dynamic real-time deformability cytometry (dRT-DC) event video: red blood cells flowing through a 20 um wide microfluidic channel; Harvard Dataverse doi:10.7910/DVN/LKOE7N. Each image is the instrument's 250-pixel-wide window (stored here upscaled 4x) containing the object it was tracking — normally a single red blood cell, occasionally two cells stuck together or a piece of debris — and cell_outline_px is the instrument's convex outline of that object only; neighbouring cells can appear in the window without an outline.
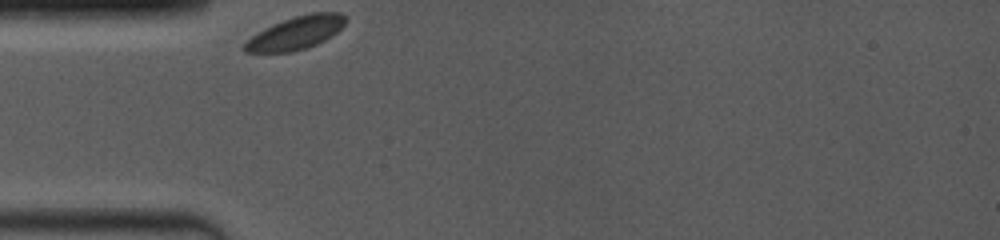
{"species": "common noctule bat (a hibernating species)", "species_latin": "Nyctalus noctula", "temperature_condition": "room temperature", "stored_images_in_passage": 32, "camera_frame_rate_fps": 4000, "um_per_image_px": 0.085, "animal": {"sex": "female", "body_mass_g": 19.0, "forearm_length_mm": 53.3}, "frame": {"image": 1, "passage_image": 1, "time_ms": 0.0, "image_size_px": [1000, 240], "cell_outline_px": [[348, 20], [332, 36], [316, 44], [292, 52], [244, 52], [240, 48], [252, 36], [264, 28], [272, 24], [296, 16], [312, 12], [340, 12]], "centroid_in_image_um": [25.14, 2.79], "position_along_channel_um": 59.9, "area_um2": 19.31}}
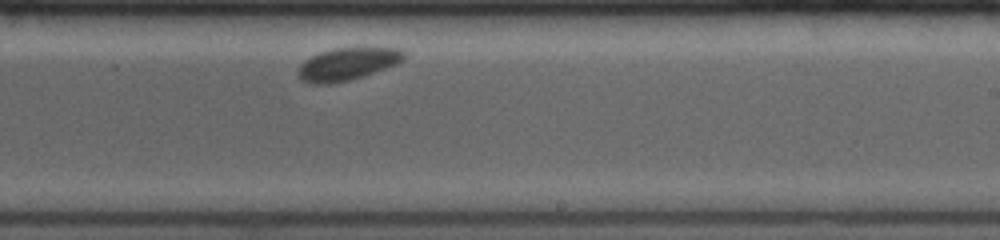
{"frame": {"image": 2, "passage_image": 19, "time_ms": 5.75, "image_size_px": [1000, 240], "cell_outline_px": [[404, 56], [396, 64], [348, 80], [328, 84], [316, 84], [300, 80], [296, 72], [300, 64], [304, 60], [320, 52], [332, 48], [400, 48], [404, 52]], "centroid_in_image_um": [29.44, 5.43], "position_along_channel_um": 259.6, "area_um2": 19.65}}
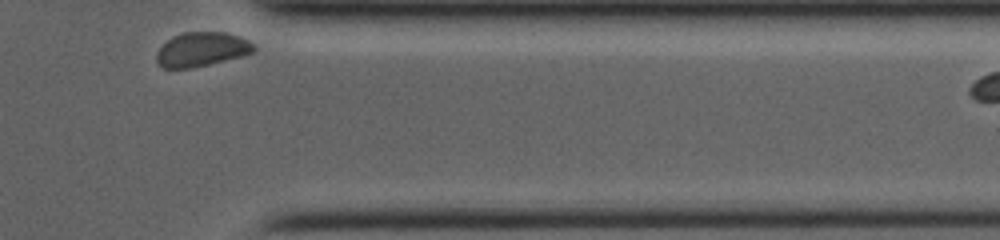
{"frame": {"image": 3, "passage_image": 32, "time_ms": 9.5, "image_size_px": [1000, 240], "cell_outline_px": [[256, 48], [252, 52], [244, 56], [208, 64], [188, 68], [164, 68], [156, 60], [156, 52], [172, 36], [184, 32], [224, 32], [240, 36], [248, 40]], "centroid_in_image_um": [17.15, 4.18], "position_along_channel_um": 394.2, "area_um2": 19.25}}